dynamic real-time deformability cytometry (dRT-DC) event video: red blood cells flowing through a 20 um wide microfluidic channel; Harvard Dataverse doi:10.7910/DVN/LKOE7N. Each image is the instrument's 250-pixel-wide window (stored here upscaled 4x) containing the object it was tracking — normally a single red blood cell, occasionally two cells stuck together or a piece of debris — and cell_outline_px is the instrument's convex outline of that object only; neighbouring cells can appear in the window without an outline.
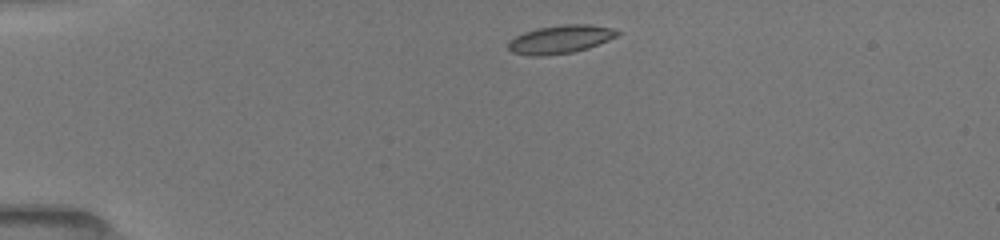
{"species": "common noctule bat (a hibernating species)", "species_latin": "Nyctalus noctula", "temperature_condition": "room temperature", "stored_images_in_passage": 22, "camera_frame_rate_fps": 3000, "um_per_image_px": 0.085, "animal": {"sex": "female", "body_mass_g": 19.5, "forearm_length_mm": 54.1}, "frame": {"image": 1, "passage_image": 1, "time_ms": 0.0, "image_size_px": [1000, 240], "cell_outline_px": [[620, 32], [616, 36], [608, 40], [588, 48], [572, 52], [544, 56], [528, 56], [512, 52], [508, 48], [508, 44], [516, 36], [524, 32], [536, 28], [560, 24], [588, 24], [612, 28]], "centroid_in_image_um": [47.61, 3.34], "position_along_channel_um": 37.4, "area_um2": 17.92}}
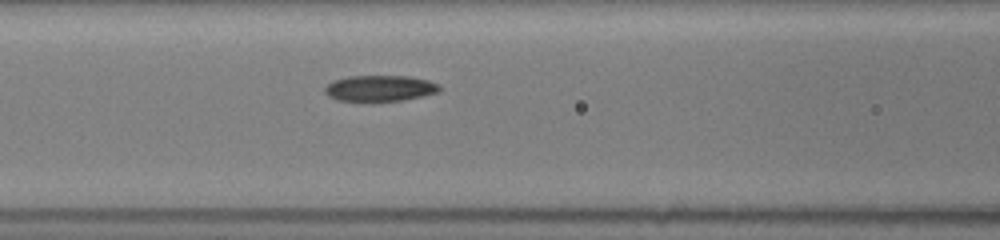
{"frame": {"image": 2, "passage_image": 13, "time_ms": 3.667, "image_size_px": [1000, 240], "cell_outline_px": [[440, 92], [424, 96], [404, 100], [372, 104], [336, 100], [328, 96], [324, 92], [324, 88], [332, 80], [348, 76], [408, 76], [428, 80], [440, 84]], "centroid_in_image_um": [32.27, 7.55], "position_along_channel_um": 134.3, "area_um2": 18.32}}
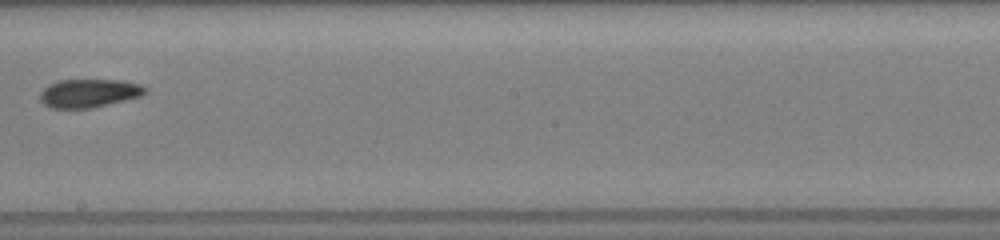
{"frame": {"image": 3, "passage_image": 22, "time_ms": 6.333, "image_size_px": [1000, 240], "cell_outline_px": [[148, 92], [140, 96], [92, 108], [52, 108], [44, 104], [40, 100], [40, 92], [48, 84], [60, 80], [120, 80], [140, 84], [148, 88]], "centroid_in_image_um": [7.57, 7.91], "position_along_channel_um": 240.6, "area_um2": 17.4}}